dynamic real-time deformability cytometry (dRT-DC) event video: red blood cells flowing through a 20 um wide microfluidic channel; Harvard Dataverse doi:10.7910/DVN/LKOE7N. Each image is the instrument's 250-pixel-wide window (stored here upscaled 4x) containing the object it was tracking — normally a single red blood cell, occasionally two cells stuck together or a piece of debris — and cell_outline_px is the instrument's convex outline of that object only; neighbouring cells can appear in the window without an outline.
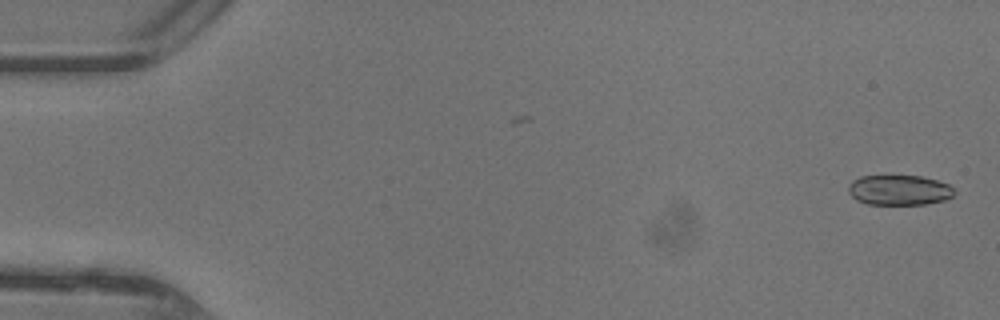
{"species": "common noctule bat (a hibernating species)", "species_latin": "Nyctalus noctula", "temperature_condition": "warm", "stored_images_in_passage": 47, "camera_frame_rate_fps": 3000, "um_per_image_px": 0.085, "animal": {"sex": "female"}, "frame": {"image": 1, "passage_image": 1, "time_ms": 0.0, "image_size_px": [1000, 320], "cell_outline_px": [[956, 192], [952, 196], [944, 200], [924, 204], [868, 204], [856, 200], [848, 192], [848, 184], [852, 180], [860, 176], [920, 176], [936, 180], [948, 184]], "centroid_in_image_um": [76.4, 16.15], "position_along_channel_um": 8.6, "area_um2": 18.55}}
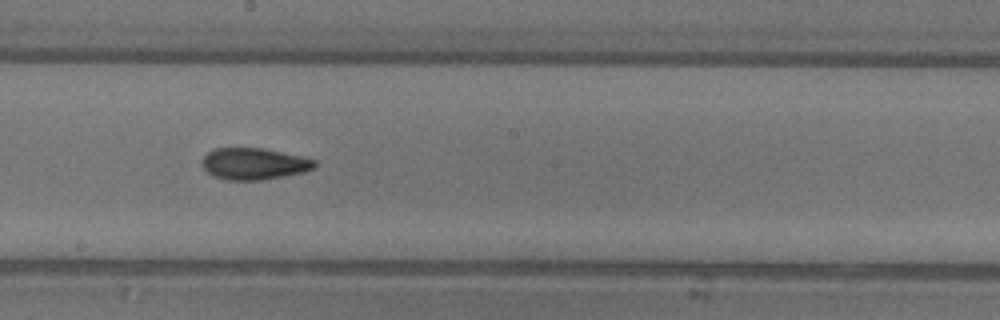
{"frame": {"image": 2, "passage_image": 26, "time_ms": 8.333, "image_size_px": [1000, 320], "cell_outline_px": [[316, 168], [304, 172], [260, 180], [224, 180], [212, 176], [200, 164], [200, 160], [208, 152], [216, 148], [264, 148], [300, 156], [316, 160]], "centroid_in_image_um": [21.56, 13.92], "position_along_channel_um": 226.6, "area_um2": 20.87}}
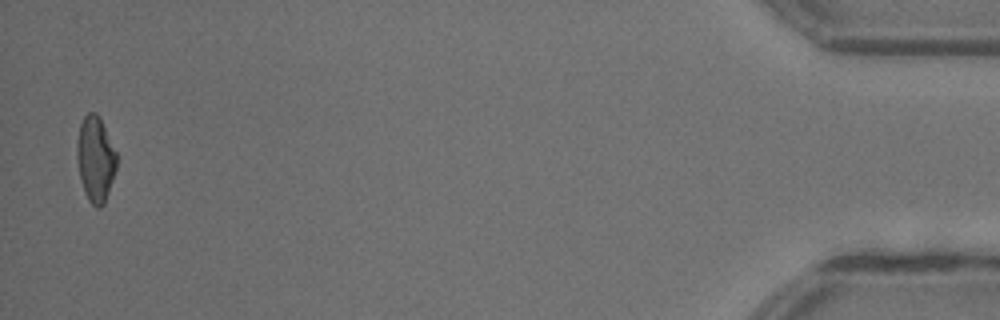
{"frame": {"image": 3, "passage_image": 46, "time_ms": 15.0, "image_size_px": [1000, 320], "cell_outline_px": [[116, 168], [104, 204], [100, 208], [96, 208], [88, 200], [80, 176], [76, 152], [76, 144], [80, 124], [84, 116], [88, 112], [96, 112], [116, 152]], "centroid_in_image_um": [8.1, 13.52], "position_along_channel_um": 427.1, "area_um2": 19.31}, "authors_computed_cell_mechanics": {"area_um2": 20.2878, "velocity_mm_per_s": 4.4127, "shape_relaxation_time_tau1_ms": 10.6901, "shape_relaxation_time_tau2_ms": 2.3992, "deformation_change_tau1": 0.2486, "deformation_change_tau2": 0.0934}}